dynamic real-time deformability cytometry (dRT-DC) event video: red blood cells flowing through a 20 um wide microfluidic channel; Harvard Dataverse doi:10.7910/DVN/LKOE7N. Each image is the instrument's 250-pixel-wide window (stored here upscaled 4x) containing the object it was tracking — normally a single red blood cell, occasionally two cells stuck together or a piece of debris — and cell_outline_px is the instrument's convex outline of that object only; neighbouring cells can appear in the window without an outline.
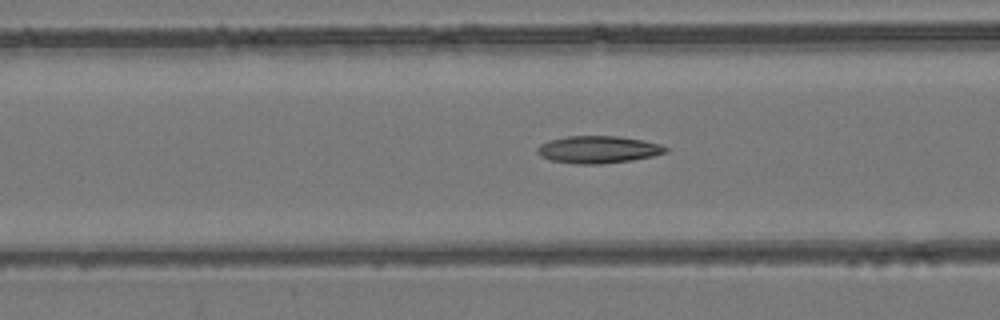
{"species": "common noctule bat (a hibernating species)", "species_latin": "Nyctalus noctula", "temperature_condition": "room temperature", "stored_images_in_passage": 56, "camera_frame_rate_fps": 3000, "um_per_image_px": 0.085, "animal": {"sex": "female", "body_mass_g": 24.6, "forearm_length_mm": 56.2}, "frame": {"image": 1, "passage_image": 23, "time_ms": 7.333, "image_size_px": [1000, 320], "cell_outline_px": [[668, 152], [652, 156], [632, 160], [600, 164], [576, 164], [552, 160], [540, 156], [536, 152], [536, 148], [540, 144], [548, 140], [568, 136], [620, 136], [644, 140], [660, 144], [668, 148]], "centroid_in_image_um": [50.84, 12.7], "position_along_channel_um": 115.8, "area_um2": 20.52}}
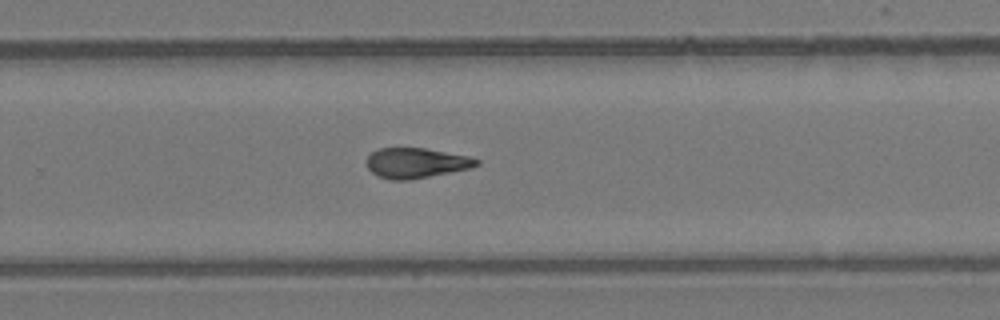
{"frame": {"image": 2, "passage_image": 37, "time_ms": 12.0, "image_size_px": [1000, 320], "cell_outline_px": [[480, 164], [468, 168], [408, 180], [388, 180], [372, 172], [368, 168], [368, 156], [372, 152], [380, 148], [424, 148], [468, 156], [480, 160]], "centroid_in_image_um": [35.36, 13.85], "position_along_channel_um": 294.4, "area_um2": 18.9}}
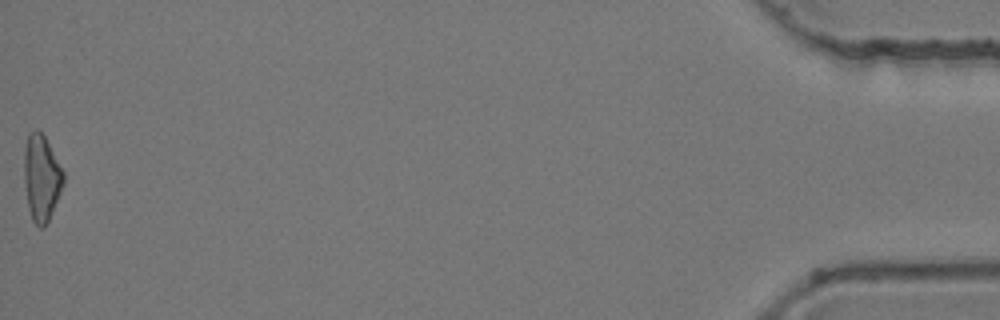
{"frame": {"image": 3, "passage_image": 56, "time_ms": 18.333, "image_size_px": [1000, 320], "cell_outline_px": [[64, 184], [48, 220], [44, 228], [40, 228], [32, 220], [28, 208], [24, 180], [24, 148], [28, 132], [36, 128], [44, 136], [64, 172]], "centroid_in_image_um": [3.51, 15.1], "position_along_channel_um": 431.7, "area_um2": 19.71}, "authors_computed_cell_mechanics": {"area_um2": 19.8543, "velocity_mm_per_s": 3.8277, "shape_relaxation_time_tau1_ms": 11.0717, "shape_relaxation_time_tau2_ms": 4.3422, "deformation_change_tau1": 0.2757, "deformation_change_tau2": 0.1234}}